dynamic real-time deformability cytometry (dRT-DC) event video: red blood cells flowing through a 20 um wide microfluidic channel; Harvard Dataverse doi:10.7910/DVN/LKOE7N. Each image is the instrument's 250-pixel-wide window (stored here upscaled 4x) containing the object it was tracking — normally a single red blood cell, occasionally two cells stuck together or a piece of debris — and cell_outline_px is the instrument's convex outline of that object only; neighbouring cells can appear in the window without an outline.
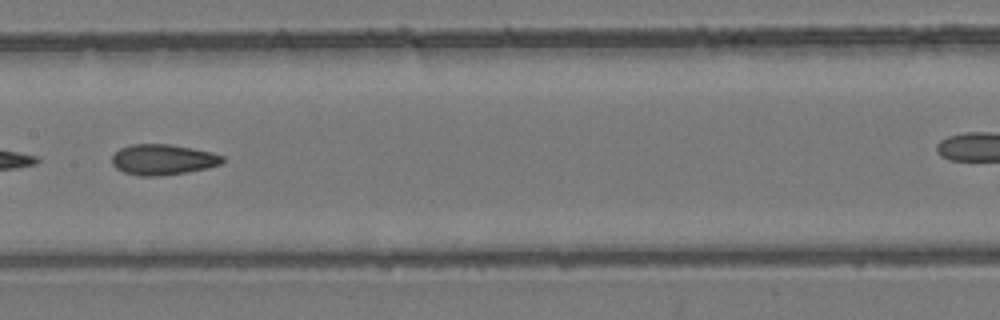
{"species": "common noctule bat (a hibernating species)", "species_latin": "Nyctalus noctula", "temperature_condition": "room temperature", "stored_images_in_passage": 10, "camera_frame_rate_fps": 3000, "um_per_image_px": 0.085, "animal": {"sex": "female", "body_mass_g": 24.6, "forearm_length_mm": 56.2}, "frame": {"image": 1, "passage_image": 7, "time_ms": 7.0, "image_size_px": [1000, 320], "cell_outline_px": [[224, 160], [220, 164], [208, 168], [184, 172], [156, 176], [140, 176], [124, 172], [116, 168], [112, 164], [112, 156], [120, 148], [132, 144], [168, 144], [192, 148], [212, 152], [224, 156]], "centroid_in_image_um": [13.84, 13.56], "position_along_channel_um": 193.6, "area_um2": 19.59}}
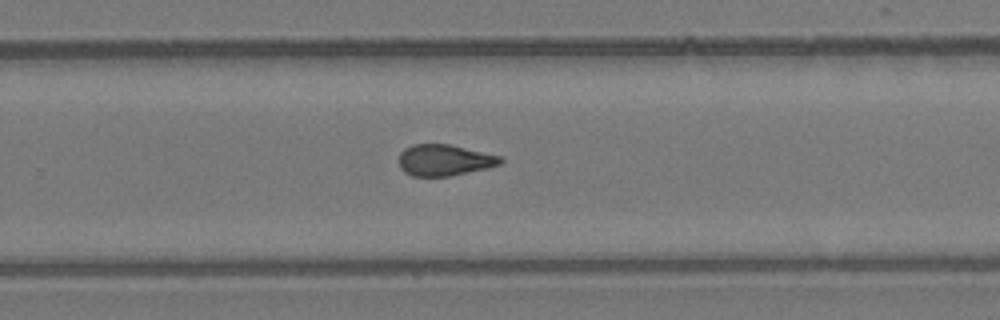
{"frame": {"image": 2, "passage_image": 10, "time_ms": 11.333, "image_size_px": [1000, 320], "cell_outline_px": [[504, 160], [500, 164], [488, 168], [448, 176], [412, 176], [404, 172], [400, 168], [400, 152], [404, 148], [412, 144], [448, 144], [500, 156]], "centroid_in_image_um": [37.75, 13.61], "position_along_channel_um": 292.0, "area_um2": 18.38}}